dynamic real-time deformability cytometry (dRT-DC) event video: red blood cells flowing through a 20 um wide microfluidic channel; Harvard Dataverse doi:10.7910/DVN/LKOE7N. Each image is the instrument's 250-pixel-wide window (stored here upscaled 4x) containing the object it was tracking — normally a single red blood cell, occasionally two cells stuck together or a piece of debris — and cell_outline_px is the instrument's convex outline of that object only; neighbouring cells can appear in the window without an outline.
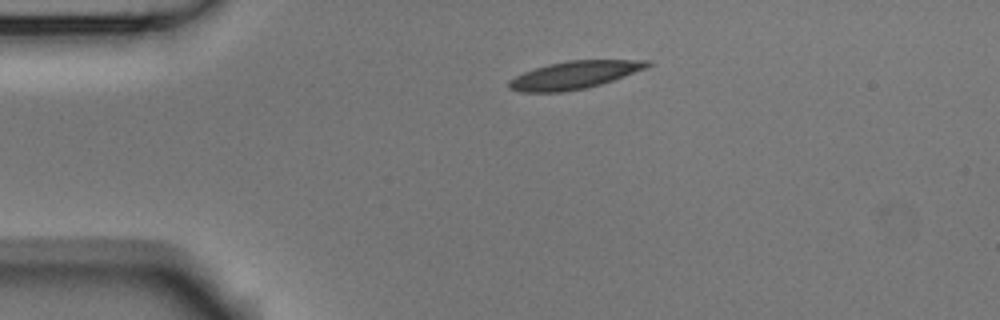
{"species": "Egyptian fruit bat (a non-hibernating species)", "species_latin": "Rousettus aegyptiacus", "temperature_condition": "room temperature", "stored_images_in_passage": 2, "camera_frame_rate_fps": 3000, "um_per_image_px": 0.085, "animal": {"sex": "male"}, "frame": {"image": 1, "passage_image": 1, "time_ms": 0.0, "image_size_px": [1000, 320], "cell_outline_px": [[652, 64], [644, 68], [624, 76], [588, 88], [564, 92], [520, 92], [508, 88], [508, 80], [524, 72], [548, 64], [568, 60], [652, 60]], "centroid_in_image_um": [48.79, 6.38], "position_along_channel_um": 36.2, "area_um2": 22.25}}